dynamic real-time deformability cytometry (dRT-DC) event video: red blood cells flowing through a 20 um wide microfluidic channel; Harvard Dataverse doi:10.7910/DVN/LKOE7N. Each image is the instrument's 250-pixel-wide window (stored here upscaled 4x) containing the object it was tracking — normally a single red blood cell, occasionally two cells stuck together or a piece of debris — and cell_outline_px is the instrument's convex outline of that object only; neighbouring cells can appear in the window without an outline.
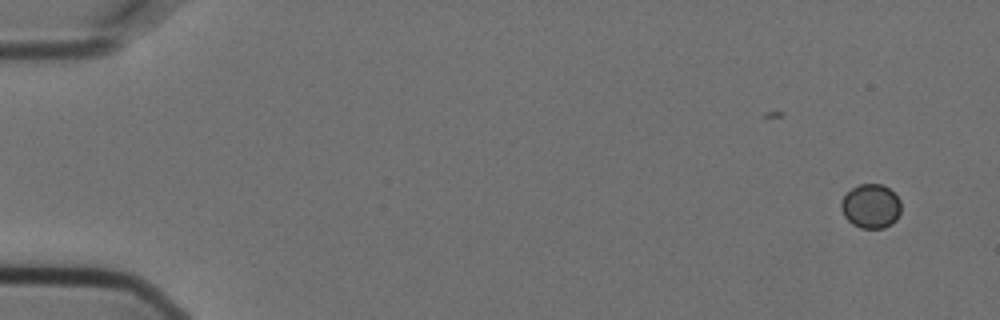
{"species": "Egyptian fruit bat (a non-hibernating species)", "species_latin": "Rousettus aegyptiacus", "temperature_condition": "cold", "stored_images_in_passage": 2, "camera_frame_rate_fps": 3000, "um_per_image_px": 0.085, "animal": {"sex": "female"}, "frame": {"image": 1, "passage_image": 2, "time_ms": 0.333, "image_size_px": [1000, 320], "cell_outline_px": [[900, 212], [896, 220], [892, 224], [884, 228], [860, 228], [852, 224], [844, 216], [840, 208], [840, 204], [844, 196], [852, 188], [860, 184], [880, 184], [888, 188], [900, 200]], "centroid_in_image_um": [74.01, 17.54], "position_along_channel_um": 11.0, "area_um2": 15.37}}